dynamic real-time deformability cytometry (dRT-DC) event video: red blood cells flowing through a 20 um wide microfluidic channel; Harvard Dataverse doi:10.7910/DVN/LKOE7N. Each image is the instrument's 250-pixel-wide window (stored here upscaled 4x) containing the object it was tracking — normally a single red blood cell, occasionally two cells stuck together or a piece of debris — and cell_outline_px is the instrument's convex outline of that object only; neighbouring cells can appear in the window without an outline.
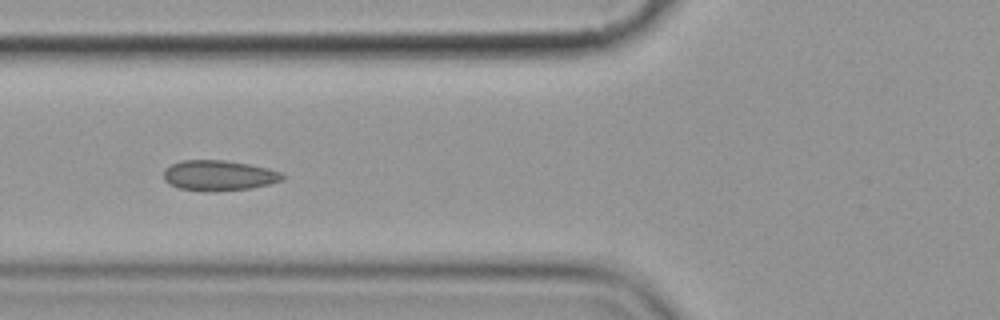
{"species": "common noctule bat (a hibernating species)", "species_latin": "Nyctalus noctula", "temperature_condition": "cold", "stored_images_in_passage": 6, "camera_frame_rate_fps": 3000, "um_per_image_px": 0.085, "animal": {"sex": "female", "body_mass_g": 19.9}, "frame": {"image": 1, "passage_image": 5, "time_ms": 4.667, "image_size_px": [1000, 320], "cell_outline_px": [[284, 176], [280, 180], [268, 184], [248, 188], [212, 192], [180, 188], [164, 180], [164, 168], [180, 160], [224, 160], [248, 164], [268, 168], [280, 172]], "centroid_in_image_um": [18.56, 14.9], "position_along_channel_um": 107.2, "area_um2": 20.75}}
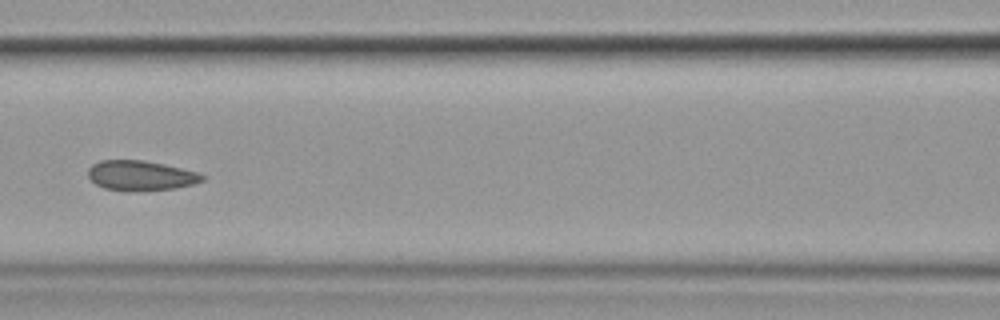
{"frame": {"image": 2, "passage_image": 6, "time_ms": 6.0, "image_size_px": [1000, 320], "cell_outline_px": [[204, 180], [192, 184], [176, 188], [136, 192], [128, 192], [104, 188], [96, 184], [88, 176], [88, 168], [92, 164], [100, 160], [144, 160], [164, 164], [196, 172], [204, 176]], "centroid_in_image_um": [11.92, 14.93], "position_along_channel_um": 154.7, "area_um2": 20.06}}